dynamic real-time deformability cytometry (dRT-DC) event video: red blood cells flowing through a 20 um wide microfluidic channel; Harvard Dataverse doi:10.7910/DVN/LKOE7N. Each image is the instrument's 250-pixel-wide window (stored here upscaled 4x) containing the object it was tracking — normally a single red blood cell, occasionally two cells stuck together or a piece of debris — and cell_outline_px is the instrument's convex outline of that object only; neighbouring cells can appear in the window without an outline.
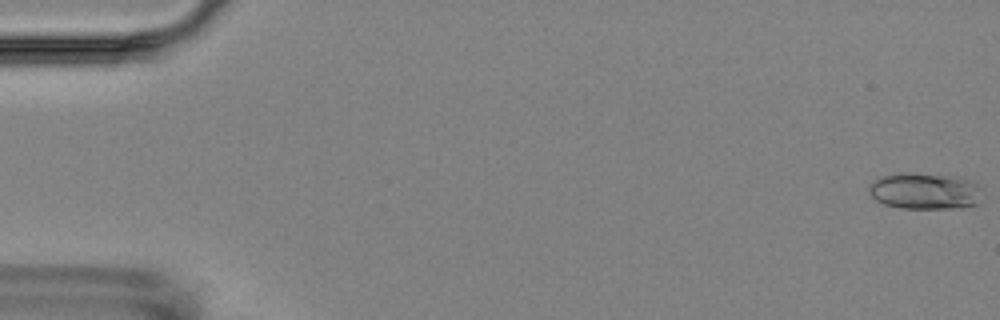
{"species": "Egyptian fruit bat (a non-hibernating species)", "species_latin": "Rousettus aegyptiacus", "temperature_condition": "room temperature", "stored_images_in_passage": 5, "camera_frame_rate_fps": 3000, "um_per_image_px": 0.085, "animal": {"sex": "female"}, "frame": {"image": 1, "passage_image": 1, "time_ms": 0.0, "image_size_px": [1000, 320], "cell_outline_px": [[984, 200], [976, 204], [952, 208], [900, 208], [884, 204], [876, 200], [868, 192], [868, 188], [880, 176], [908, 172], [940, 176], [968, 180], [984, 188]], "centroid_in_image_um": [78.65, 16.26], "position_along_channel_um": 6.4, "area_um2": 23.87}}